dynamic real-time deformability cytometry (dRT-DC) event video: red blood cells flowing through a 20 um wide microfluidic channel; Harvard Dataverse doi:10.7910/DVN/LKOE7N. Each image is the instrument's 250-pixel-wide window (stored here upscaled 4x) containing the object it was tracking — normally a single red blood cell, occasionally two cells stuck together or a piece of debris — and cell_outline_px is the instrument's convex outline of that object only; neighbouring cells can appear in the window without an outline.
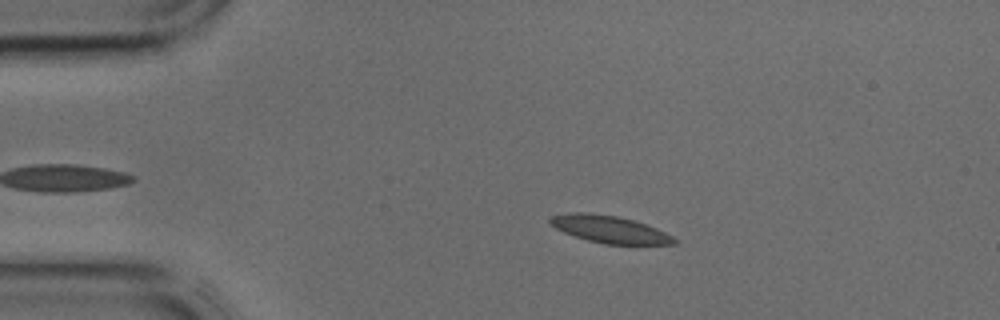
{"species": "common noctule bat (a hibernating species)", "species_latin": "Nyctalus noctula", "temperature_condition": "cold", "stored_images_in_passage": 43, "camera_frame_rate_fps": 3000, "um_per_image_px": 0.085, "animal": {"sex": "male", "body_mass_g": 17.9, "forearm_length_mm": 54.2}, "frame": {"image": 1, "passage_image": 8, "time_ms": 2.333, "image_size_px": [1000, 320], "cell_outline_px": [[680, 240], [676, 244], [604, 244], [588, 240], [564, 232], [556, 228], [548, 220], [552, 216], [572, 212], [588, 212], [616, 216], [632, 220], [656, 228]], "centroid_in_image_um": [51.84, 19.49], "position_along_channel_um": 33.2, "area_um2": 19.42}}
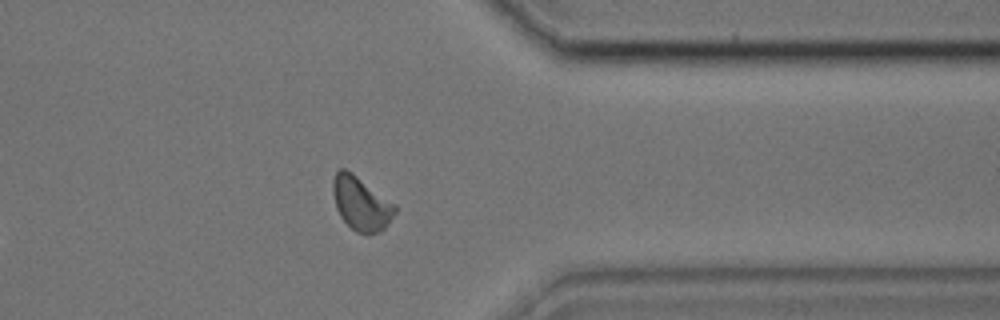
{"frame": {"image": 2, "passage_image": 34, "time_ms": 11.0, "image_size_px": [1000, 320], "cell_outline_px": [[396, 212], [384, 228], [380, 232], [356, 232], [340, 216], [336, 208], [332, 192], [332, 180], [336, 172], [340, 168], [344, 168], [352, 172], [396, 204]], "centroid_in_image_um": [30.68, 17.26], "position_along_channel_um": 380.7, "area_um2": 19.31}}
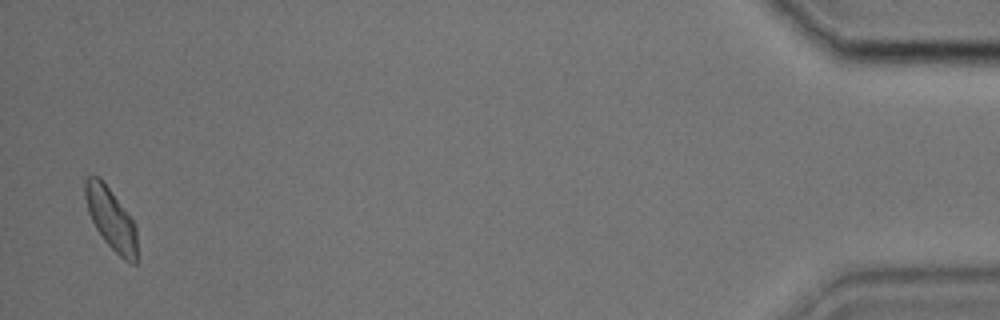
{"frame": {"image": 3, "passage_image": 42, "time_ms": 13.667, "image_size_px": [1000, 320], "cell_outline_px": [[136, 264], [132, 264], [124, 260], [104, 240], [96, 228], [88, 212], [84, 192], [84, 180], [88, 176], [100, 176], [136, 224]], "centroid_in_image_um": [9.42, 18.57], "position_along_channel_um": 425.8, "area_um2": 18.55}}